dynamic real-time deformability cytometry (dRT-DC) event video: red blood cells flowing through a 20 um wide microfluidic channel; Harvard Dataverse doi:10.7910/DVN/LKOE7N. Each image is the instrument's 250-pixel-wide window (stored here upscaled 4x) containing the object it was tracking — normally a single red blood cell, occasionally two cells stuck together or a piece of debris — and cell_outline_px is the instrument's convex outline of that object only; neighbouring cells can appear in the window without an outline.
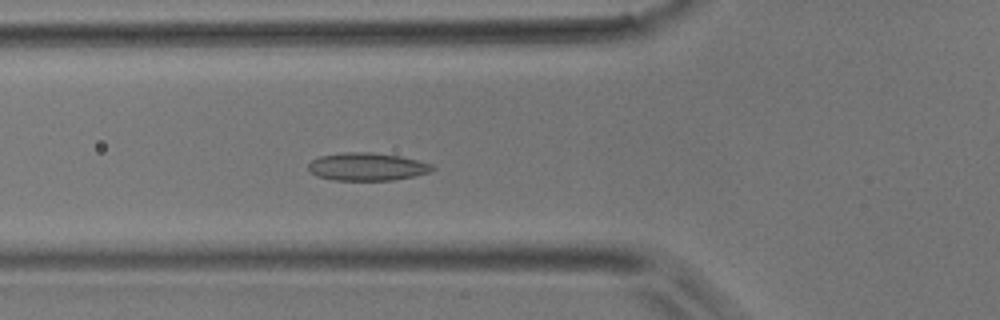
{"species": "common noctule bat (a hibernating species)", "species_latin": "Nyctalus noctula", "temperature_condition": "room temperature", "stored_images_in_passage": 47, "camera_frame_rate_fps": 3000, "um_per_image_px": 0.085, "animal": {"sex": "male", "body_mass_g": 17.9}, "frame": {"image": 1, "passage_image": 16, "time_ms": 5.0, "image_size_px": [1000, 320], "cell_outline_px": [[436, 168], [432, 172], [392, 180], [332, 180], [316, 176], [308, 168], [308, 164], [312, 160], [320, 156], [340, 152], [372, 152], [400, 156], [432, 164]], "centroid_in_image_um": [31.2, 14.16], "position_along_channel_um": 94.6, "area_um2": 20.17}}
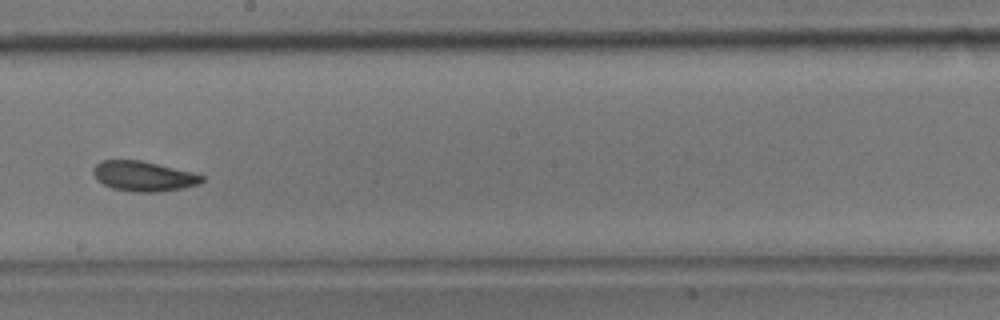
{"frame": {"image": 2, "passage_image": 26, "time_ms": 8.333, "image_size_px": [1000, 320], "cell_outline_px": [[204, 180], [200, 184], [184, 188], [160, 192], [136, 192], [112, 188], [96, 180], [92, 172], [92, 168], [100, 160], [140, 160], [192, 172], [204, 176]], "centroid_in_image_um": [12.19, 14.98], "position_along_channel_um": 236.0, "area_um2": 19.13}}
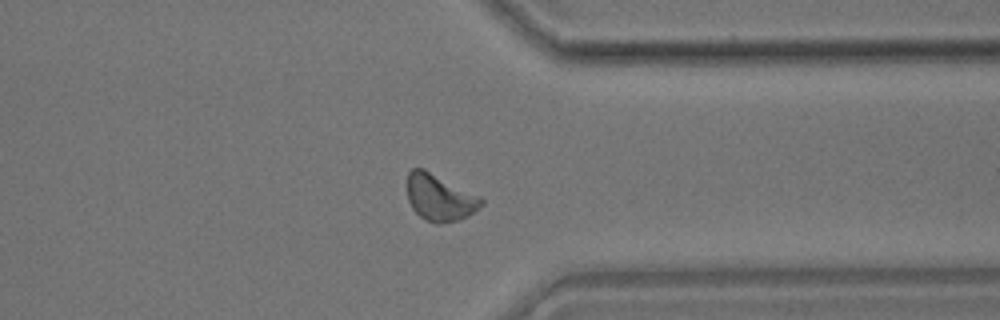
{"frame": {"image": 3, "passage_image": 36, "time_ms": 11.667, "image_size_px": [1000, 320], "cell_outline_px": [[484, 204], [468, 216], [460, 220], [440, 224], [436, 224], [420, 216], [412, 208], [408, 200], [408, 172], [412, 168], [424, 168], [480, 196], [484, 200]], "centroid_in_image_um": [37.39, 16.79], "position_along_channel_um": 374.0, "area_um2": 20.17}}